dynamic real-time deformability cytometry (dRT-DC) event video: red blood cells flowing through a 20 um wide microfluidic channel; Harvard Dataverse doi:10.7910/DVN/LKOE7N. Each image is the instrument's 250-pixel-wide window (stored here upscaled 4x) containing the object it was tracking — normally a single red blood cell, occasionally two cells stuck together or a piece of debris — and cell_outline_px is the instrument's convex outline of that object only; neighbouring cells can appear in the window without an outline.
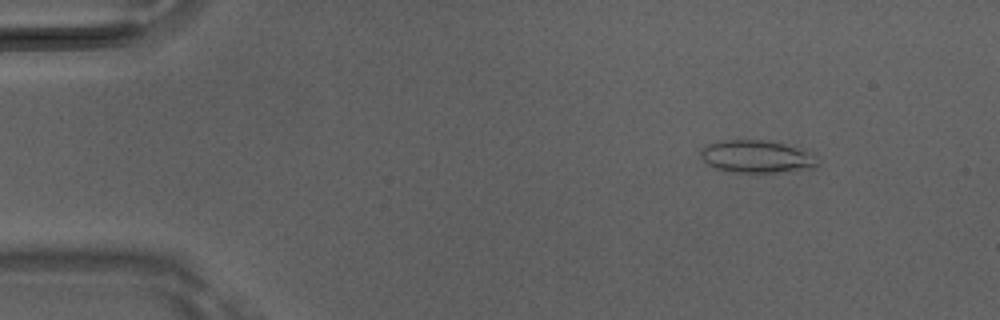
{"species": "Egyptian fruit bat (a non-hibernating species)", "species_latin": "Rousettus aegyptiacus", "temperature_condition": "room temperature", "stored_images_in_passage": 48, "camera_frame_rate_fps": 3000, "um_per_image_px": 0.085, "animal": {"sex": "male"}, "frame": {"image": 1, "passage_image": 6, "time_ms": 1.667, "image_size_px": [1000, 320], "cell_outline_px": [[820, 164], [816, 168], [776, 172], [732, 172], [716, 168], [708, 164], [700, 156], [700, 148], [708, 144], [720, 140], [768, 140], [784, 144], [812, 152]], "centroid_in_image_um": [64.33, 13.3], "position_along_channel_um": 20.7, "area_um2": 22.31}}
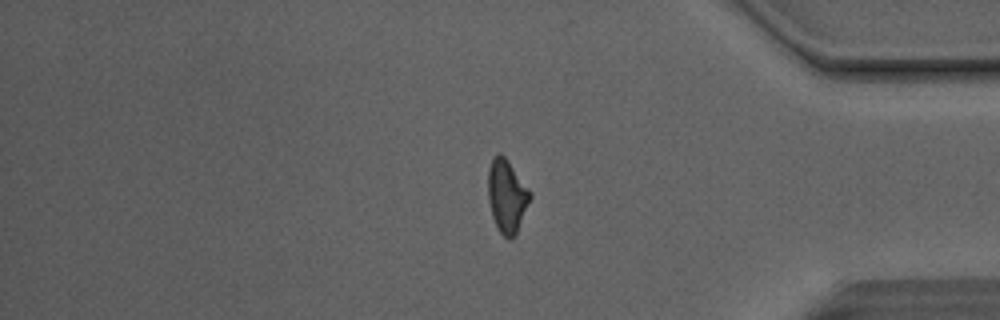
{"frame": {"image": 2, "passage_image": 41, "time_ms": 13.333, "image_size_px": [1000, 320], "cell_outline_px": [[532, 196], [516, 232], [508, 240], [496, 228], [492, 216], [488, 200], [488, 168], [492, 156], [496, 152], [500, 152], [508, 160], [532, 192]], "centroid_in_image_um": [43.06, 16.6], "position_along_channel_um": 392.1, "area_um2": 18.03}}
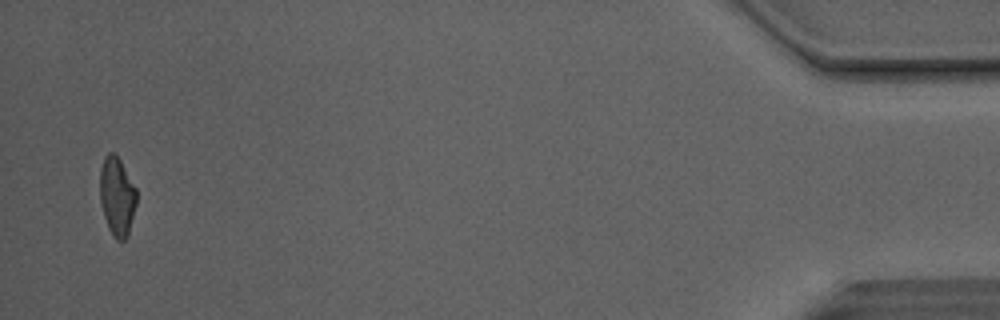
{"frame": {"image": 3, "passage_image": 48, "time_ms": 15.667, "image_size_px": [1000, 320], "cell_outline_px": [[136, 204], [128, 236], [124, 240], [116, 240], [112, 236], [108, 228], [100, 204], [100, 168], [104, 156], [108, 152], [112, 152], [120, 160], [136, 188]], "centroid_in_image_um": [9.93, 16.71], "position_along_channel_um": 425.3, "area_um2": 16.88}, "authors_computed_cell_mechanics": {"area_um2": 18.0914, "velocity_mm_per_s": 4.1613, "shape_relaxation_time_tau1_ms": 7.7315, "shape_relaxation_time_tau2_ms": 2.6209, "deformation_change_tau1": 0.2129, "deformation_change_tau2": 0.1126}}